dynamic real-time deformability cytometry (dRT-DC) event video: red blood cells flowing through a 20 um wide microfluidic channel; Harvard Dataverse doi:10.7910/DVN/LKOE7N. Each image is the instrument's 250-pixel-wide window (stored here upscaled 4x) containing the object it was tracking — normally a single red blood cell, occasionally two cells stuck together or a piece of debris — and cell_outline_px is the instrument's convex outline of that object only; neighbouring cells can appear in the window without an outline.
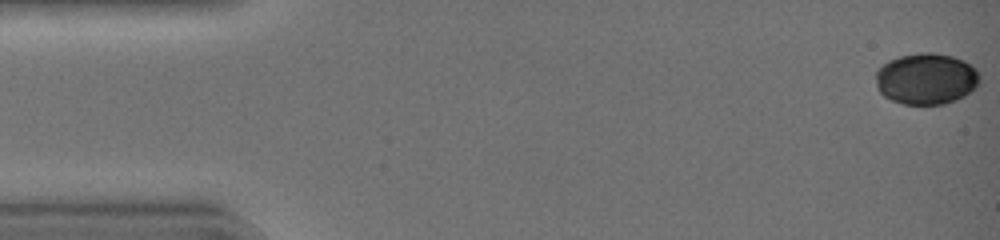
{"species": "common noctule bat (a hibernating species)", "species_latin": "Nyctalus noctula", "temperature_condition": "warm", "stored_images_in_passage": 44, "camera_frame_rate_fps": 3000, "um_per_image_px": 0.085, "animal": {"sex": "female", "body_mass_g": 19.0, "forearm_length_mm": 51.5}, "frame": {"image": 1, "passage_image": 1, "time_ms": 0.0, "image_size_px": [1000, 240], "cell_outline_px": [[980, 84], [976, 88], [964, 96], [956, 100], [944, 104], [904, 104], [892, 100], [884, 96], [876, 88], [876, 72], [888, 60], [900, 56], [920, 52], [932, 52], [952, 56], [964, 60], [976, 68], [980, 76]], "centroid_in_image_um": [78.76, 6.69], "position_along_channel_um": 6.2, "area_um2": 31.33}}
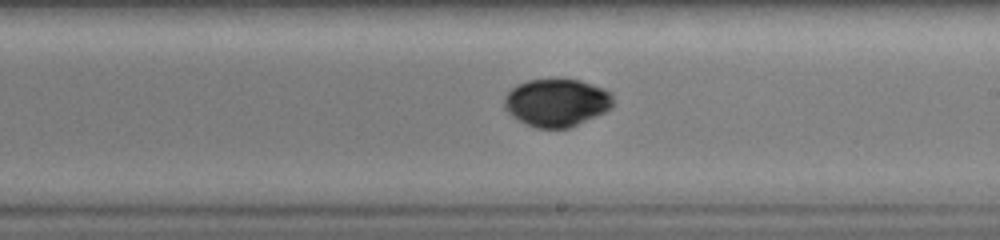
{"frame": {"image": 2, "passage_image": 26, "time_ms": 8.333, "image_size_px": [1000, 240], "cell_outline_px": [[612, 108], [604, 112], [568, 128], [536, 128], [512, 116], [508, 112], [504, 104], [504, 96], [516, 84], [528, 80], [560, 76], [580, 80], [604, 88], [612, 92]], "centroid_in_image_um": [47.32, 8.66], "position_along_channel_um": 241.7, "area_um2": 30.75}}
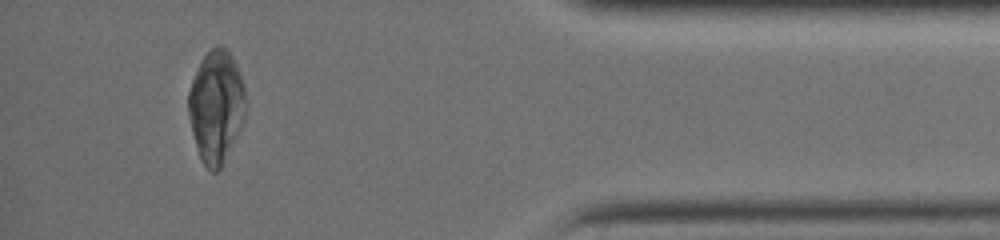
{"frame": {"image": 3, "passage_image": 40, "time_ms": 13.0, "image_size_px": [1000, 240], "cell_outline_px": [[244, 116], [240, 128], [220, 168], [216, 172], [212, 172], [200, 160], [192, 132], [188, 112], [188, 92], [192, 80], [200, 60], [216, 44], [220, 44], [228, 48], [236, 64], [244, 84]], "centroid_in_image_um": [18.35, 9.0], "position_along_channel_um": 416.8, "area_um2": 37.17}}